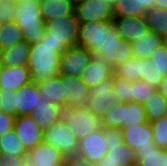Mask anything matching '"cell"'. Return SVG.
<instances>
[{"label": "cell", "mask_w": 167, "mask_h": 166, "mask_svg": "<svg viewBox=\"0 0 167 166\" xmlns=\"http://www.w3.org/2000/svg\"><path fill=\"white\" fill-rule=\"evenodd\" d=\"M42 95L38 84L34 81L23 85L14 93V106L17 116L31 115L39 104V96Z\"/></svg>", "instance_id": "ac0fdd59"}, {"label": "cell", "mask_w": 167, "mask_h": 166, "mask_svg": "<svg viewBox=\"0 0 167 166\" xmlns=\"http://www.w3.org/2000/svg\"><path fill=\"white\" fill-rule=\"evenodd\" d=\"M1 159H13V157H26L27 150L22 145L14 129L0 137Z\"/></svg>", "instance_id": "d4e9b609"}, {"label": "cell", "mask_w": 167, "mask_h": 166, "mask_svg": "<svg viewBox=\"0 0 167 166\" xmlns=\"http://www.w3.org/2000/svg\"><path fill=\"white\" fill-rule=\"evenodd\" d=\"M64 160L61 151L45 141L30 149L26 155L28 166H61Z\"/></svg>", "instance_id": "5bb4252c"}, {"label": "cell", "mask_w": 167, "mask_h": 166, "mask_svg": "<svg viewBox=\"0 0 167 166\" xmlns=\"http://www.w3.org/2000/svg\"><path fill=\"white\" fill-rule=\"evenodd\" d=\"M92 56L84 47L70 46L60 55L59 74L80 77Z\"/></svg>", "instance_id": "9c48e42d"}, {"label": "cell", "mask_w": 167, "mask_h": 166, "mask_svg": "<svg viewBox=\"0 0 167 166\" xmlns=\"http://www.w3.org/2000/svg\"><path fill=\"white\" fill-rule=\"evenodd\" d=\"M39 2L42 19L45 22L74 13L73 0H40Z\"/></svg>", "instance_id": "cb8c5ba5"}, {"label": "cell", "mask_w": 167, "mask_h": 166, "mask_svg": "<svg viewBox=\"0 0 167 166\" xmlns=\"http://www.w3.org/2000/svg\"><path fill=\"white\" fill-rule=\"evenodd\" d=\"M149 59L154 63L159 72L167 75V43L164 42L156 50L152 52Z\"/></svg>", "instance_id": "74e56055"}, {"label": "cell", "mask_w": 167, "mask_h": 166, "mask_svg": "<svg viewBox=\"0 0 167 166\" xmlns=\"http://www.w3.org/2000/svg\"><path fill=\"white\" fill-rule=\"evenodd\" d=\"M108 151L104 137V128L95 130L79 140L78 157L97 163Z\"/></svg>", "instance_id": "8fae6325"}, {"label": "cell", "mask_w": 167, "mask_h": 166, "mask_svg": "<svg viewBox=\"0 0 167 166\" xmlns=\"http://www.w3.org/2000/svg\"><path fill=\"white\" fill-rule=\"evenodd\" d=\"M143 107L150 123L167 116V100L158 90L143 104Z\"/></svg>", "instance_id": "f546056e"}, {"label": "cell", "mask_w": 167, "mask_h": 166, "mask_svg": "<svg viewBox=\"0 0 167 166\" xmlns=\"http://www.w3.org/2000/svg\"><path fill=\"white\" fill-rule=\"evenodd\" d=\"M114 17H145L146 8H141L140 0H117L113 7Z\"/></svg>", "instance_id": "d6a6232c"}, {"label": "cell", "mask_w": 167, "mask_h": 166, "mask_svg": "<svg viewBox=\"0 0 167 166\" xmlns=\"http://www.w3.org/2000/svg\"><path fill=\"white\" fill-rule=\"evenodd\" d=\"M113 76L129 81L140 79V59L130 58L125 63L114 68Z\"/></svg>", "instance_id": "836d02e7"}, {"label": "cell", "mask_w": 167, "mask_h": 166, "mask_svg": "<svg viewBox=\"0 0 167 166\" xmlns=\"http://www.w3.org/2000/svg\"><path fill=\"white\" fill-rule=\"evenodd\" d=\"M27 1H30V0H14L15 3H18V4H21L23 2H27ZM40 1V0H38Z\"/></svg>", "instance_id": "681fc988"}, {"label": "cell", "mask_w": 167, "mask_h": 166, "mask_svg": "<svg viewBox=\"0 0 167 166\" xmlns=\"http://www.w3.org/2000/svg\"><path fill=\"white\" fill-rule=\"evenodd\" d=\"M121 133L123 142L135 151L156 146L153 141V129L150 122L122 127Z\"/></svg>", "instance_id": "9a60e30c"}, {"label": "cell", "mask_w": 167, "mask_h": 166, "mask_svg": "<svg viewBox=\"0 0 167 166\" xmlns=\"http://www.w3.org/2000/svg\"><path fill=\"white\" fill-rule=\"evenodd\" d=\"M113 23L119 36L128 43L143 38L150 31L145 17H114Z\"/></svg>", "instance_id": "2e32d148"}, {"label": "cell", "mask_w": 167, "mask_h": 166, "mask_svg": "<svg viewBox=\"0 0 167 166\" xmlns=\"http://www.w3.org/2000/svg\"><path fill=\"white\" fill-rule=\"evenodd\" d=\"M101 1H105L106 3H108L110 6L114 7L115 3L117 0H101Z\"/></svg>", "instance_id": "c3c4849f"}, {"label": "cell", "mask_w": 167, "mask_h": 166, "mask_svg": "<svg viewBox=\"0 0 167 166\" xmlns=\"http://www.w3.org/2000/svg\"><path fill=\"white\" fill-rule=\"evenodd\" d=\"M136 166H167V149L153 148L137 149Z\"/></svg>", "instance_id": "4316f807"}, {"label": "cell", "mask_w": 167, "mask_h": 166, "mask_svg": "<svg viewBox=\"0 0 167 166\" xmlns=\"http://www.w3.org/2000/svg\"><path fill=\"white\" fill-rule=\"evenodd\" d=\"M64 81L65 96L67 97V107L89 108L90 95L89 87L77 76H66L59 74Z\"/></svg>", "instance_id": "4fadbf2b"}, {"label": "cell", "mask_w": 167, "mask_h": 166, "mask_svg": "<svg viewBox=\"0 0 167 166\" xmlns=\"http://www.w3.org/2000/svg\"><path fill=\"white\" fill-rule=\"evenodd\" d=\"M113 75L89 89V111L101 118L104 113L116 103H121L120 97L113 90Z\"/></svg>", "instance_id": "ba28073f"}, {"label": "cell", "mask_w": 167, "mask_h": 166, "mask_svg": "<svg viewBox=\"0 0 167 166\" xmlns=\"http://www.w3.org/2000/svg\"><path fill=\"white\" fill-rule=\"evenodd\" d=\"M16 117L0 111V137L14 128Z\"/></svg>", "instance_id": "b9f144b4"}, {"label": "cell", "mask_w": 167, "mask_h": 166, "mask_svg": "<svg viewBox=\"0 0 167 166\" xmlns=\"http://www.w3.org/2000/svg\"><path fill=\"white\" fill-rule=\"evenodd\" d=\"M164 75L155 67L154 63L149 59H140V79L147 81L155 88H159Z\"/></svg>", "instance_id": "e575fe53"}, {"label": "cell", "mask_w": 167, "mask_h": 166, "mask_svg": "<svg viewBox=\"0 0 167 166\" xmlns=\"http://www.w3.org/2000/svg\"><path fill=\"white\" fill-rule=\"evenodd\" d=\"M30 53V44L21 41L12 47L0 51V61L3 67L26 65Z\"/></svg>", "instance_id": "603a6c76"}, {"label": "cell", "mask_w": 167, "mask_h": 166, "mask_svg": "<svg viewBox=\"0 0 167 166\" xmlns=\"http://www.w3.org/2000/svg\"><path fill=\"white\" fill-rule=\"evenodd\" d=\"M114 67L103 55L93 54L89 64L80 75L82 81L89 87L96 86L99 82L113 75Z\"/></svg>", "instance_id": "e0dca14e"}, {"label": "cell", "mask_w": 167, "mask_h": 166, "mask_svg": "<svg viewBox=\"0 0 167 166\" xmlns=\"http://www.w3.org/2000/svg\"><path fill=\"white\" fill-rule=\"evenodd\" d=\"M153 141L162 149H167V116L151 122Z\"/></svg>", "instance_id": "8d00e7d4"}, {"label": "cell", "mask_w": 167, "mask_h": 166, "mask_svg": "<svg viewBox=\"0 0 167 166\" xmlns=\"http://www.w3.org/2000/svg\"><path fill=\"white\" fill-rule=\"evenodd\" d=\"M38 86L49 102L63 109L67 107L64 81L61 80L60 75L50 77L46 81L38 83Z\"/></svg>", "instance_id": "7402d4cb"}, {"label": "cell", "mask_w": 167, "mask_h": 166, "mask_svg": "<svg viewBox=\"0 0 167 166\" xmlns=\"http://www.w3.org/2000/svg\"><path fill=\"white\" fill-rule=\"evenodd\" d=\"M13 129L27 152L44 141V131L31 115L17 116Z\"/></svg>", "instance_id": "7c38bea8"}, {"label": "cell", "mask_w": 167, "mask_h": 166, "mask_svg": "<svg viewBox=\"0 0 167 166\" xmlns=\"http://www.w3.org/2000/svg\"><path fill=\"white\" fill-rule=\"evenodd\" d=\"M43 134L44 141L59 149L65 158L77 156L79 140L73 130L66 126L63 118L46 128Z\"/></svg>", "instance_id": "8992f818"}, {"label": "cell", "mask_w": 167, "mask_h": 166, "mask_svg": "<svg viewBox=\"0 0 167 166\" xmlns=\"http://www.w3.org/2000/svg\"><path fill=\"white\" fill-rule=\"evenodd\" d=\"M157 8L167 10V0H155V6Z\"/></svg>", "instance_id": "7dc6e473"}, {"label": "cell", "mask_w": 167, "mask_h": 166, "mask_svg": "<svg viewBox=\"0 0 167 166\" xmlns=\"http://www.w3.org/2000/svg\"><path fill=\"white\" fill-rule=\"evenodd\" d=\"M32 81L27 65L2 67L0 72V89L16 91Z\"/></svg>", "instance_id": "ffe728a7"}, {"label": "cell", "mask_w": 167, "mask_h": 166, "mask_svg": "<svg viewBox=\"0 0 167 166\" xmlns=\"http://www.w3.org/2000/svg\"><path fill=\"white\" fill-rule=\"evenodd\" d=\"M141 8H146L148 11L155 6V0H140Z\"/></svg>", "instance_id": "bcb514c9"}, {"label": "cell", "mask_w": 167, "mask_h": 166, "mask_svg": "<svg viewBox=\"0 0 167 166\" xmlns=\"http://www.w3.org/2000/svg\"><path fill=\"white\" fill-rule=\"evenodd\" d=\"M15 18V2H0V21L7 23L14 21Z\"/></svg>", "instance_id": "60d3db41"}, {"label": "cell", "mask_w": 167, "mask_h": 166, "mask_svg": "<svg viewBox=\"0 0 167 166\" xmlns=\"http://www.w3.org/2000/svg\"><path fill=\"white\" fill-rule=\"evenodd\" d=\"M14 21L22 31L24 41L30 45L38 43L45 35L46 24L42 19L38 0H30L21 4L15 3Z\"/></svg>", "instance_id": "7a4b0ae2"}, {"label": "cell", "mask_w": 167, "mask_h": 166, "mask_svg": "<svg viewBox=\"0 0 167 166\" xmlns=\"http://www.w3.org/2000/svg\"><path fill=\"white\" fill-rule=\"evenodd\" d=\"M167 100V75L164 76L162 82L159 85V88L157 89Z\"/></svg>", "instance_id": "f6af8a7d"}, {"label": "cell", "mask_w": 167, "mask_h": 166, "mask_svg": "<svg viewBox=\"0 0 167 166\" xmlns=\"http://www.w3.org/2000/svg\"><path fill=\"white\" fill-rule=\"evenodd\" d=\"M63 51L56 47L45 35L38 43L30 45L27 67L31 79L37 84L59 75L60 55Z\"/></svg>", "instance_id": "6da1fadb"}, {"label": "cell", "mask_w": 167, "mask_h": 166, "mask_svg": "<svg viewBox=\"0 0 167 166\" xmlns=\"http://www.w3.org/2000/svg\"><path fill=\"white\" fill-rule=\"evenodd\" d=\"M65 166H95L94 163H91L88 160L82 159L78 156L67 157L64 160Z\"/></svg>", "instance_id": "7bdbcfd3"}, {"label": "cell", "mask_w": 167, "mask_h": 166, "mask_svg": "<svg viewBox=\"0 0 167 166\" xmlns=\"http://www.w3.org/2000/svg\"><path fill=\"white\" fill-rule=\"evenodd\" d=\"M122 121V127H130L148 122L143 105L134 102H122Z\"/></svg>", "instance_id": "f1b7e54d"}, {"label": "cell", "mask_w": 167, "mask_h": 166, "mask_svg": "<svg viewBox=\"0 0 167 166\" xmlns=\"http://www.w3.org/2000/svg\"><path fill=\"white\" fill-rule=\"evenodd\" d=\"M24 41L23 33L15 21L2 23L0 29V51Z\"/></svg>", "instance_id": "4dcf8cb0"}, {"label": "cell", "mask_w": 167, "mask_h": 166, "mask_svg": "<svg viewBox=\"0 0 167 166\" xmlns=\"http://www.w3.org/2000/svg\"><path fill=\"white\" fill-rule=\"evenodd\" d=\"M104 137L108 151L106 156L95 163V166L136 165V151L123 142L121 130L104 128Z\"/></svg>", "instance_id": "277c9868"}, {"label": "cell", "mask_w": 167, "mask_h": 166, "mask_svg": "<svg viewBox=\"0 0 167 166\" xmlns=\"http://www.w3.org/2000/svg\"><path fill=\"white\" fill-rule=\"evenodd\" d=\"M113 85H114L113 90L120 97L121 102L128 103L129 102V87L131 85V81L113 77Z\"/></svg>", "instance_id": "ab89813d"}, {"label": "cell", "mask_w": 167, "mask_h": 166, "mask_svg": "<svg viewBox=\"0 0 167 166\" xmlns=\"http://www.w3.org/2000/svg\"><path fill=\"white\" fill-rule=\"evenodd\" d=\"M15 91L0 89V111L6 112L16 117V108L14 106Z\"/></svg>", "instance_id": "f35d334b"}, {"label": "cell", "mask_w": 167, "mask_h": 166, "mask_svg": "<svg viewBox=\"0 0 167 166\" xmlns=\"http://www.w3.org/2000/svg\"><path fill=\"white\" fill-rule=\"evenodd\" d=\"M102 128L122 129V102L116 103L101 117Z\"/></svg>", "instance_id": "d590c367"}, {"label": "cell", "mask_w": 167, "mask_h": 166, "mask_svg": "<svg viewBox=\"0 0 167 166\" xmlns=\"http://www.w3.org/2000/svg\"><path fill=\"white\" fill-rule=\"evenodd\" d=\"M102 21L80 23L78 44L92 54L101 48Z\"/></svg>", "instance_id": "44dd1931"}, {"label": "cell", "mask_w": 167, "mask_h": 166, "mask_svg": "<svg viewBox=\"0 0 167 166\" xmlns=\"http://www.w3.org/2000/svg\"><path fill=\"white\" fill-rule=\"evenodd\" d=\"M0 166H28L26 157H13V159H1Z\"/></svg>", "instance_id": "ee69618b"}, {"label": "cell", "mask_w": 167, "mask_h": 166, "mask_svg": "<svg viewBox=\"0 0 167 166\" xmlns=\"http://www.w3.org/2000/svg\"><path fill=\"white\" fill-rule=\"evenodd\" d=\"M164 42L165 40L158 34L149 31L143 38L131 43L133 56L138 59L149 58L152 52Z\"/></svg>", "instance_id": "484cf974"}, {"label": "cell", "mask_w": 167, "mask_h": 166, "mask_svg": "<svg viewBox=\"0 0 167 166\" xmlns=\"http://www.w3.org/2000/svg\"><path fill=\"white\" fill-rule=\"evenodd\" d=\"M63 108L49 102L42 94L39 96V104L34 108L31 116L35 119L38 127L43 131L62 118Z\"/></svg>", "instance_id": "d6986e66"}, {"label": "cell", "mask_w": 167, "mask_h": 166, "mask_svg": "<svg viewBox=\"0 0 167 166\" xmlns=\"http://www.w3.org/2000/svg\"><path fill=\"white\" fill-rule=\"evenodd\" d=\"M84 0H73L74 4Z\"/></svg>", "instance_id": "816d5d0a"}, {"label": "cell", "mask_w": 167, "mask_h": 166, "mask_svg": "<svg viewBox=\"0 0 167 166\" xmlns=\"http://www.w3.org/2000/svg\"><path fill=\"white\" fill-rule=\"evenodd\" d=\"M62 118L78 140L102 128L101 118L96 117L89 109L66 107L63 109Z\"/></svg>", "instance_id": "52a82bcc"}, {"label": "cell", "mask_w": 167, "mask_h": 166, "mask_svg": "<svg viewBox=\"0 0 167 166\" xmlns=\"http://www.w3.org/2000/svg\"><path fill=\"white\" fill-rule=\"evenodd\" d=\"M145 19L149 30L167 40V10L153 7L146 12Z\"/></svg>", "instance_id": "83f0119b"}, {"label": "cell", "mask_w": 167, "mask_h": 166, "mask_svg": "<svg viewBox=\"0 0 167 166\" xmlns=\"http://www.w3.org/2000/svg\"><path fill=\"white\" fill-rule=\"evenodd\" d=\"M11 2V1H14V0H0V2Z\"/></svg>", "instance_id": "f907efd6"}, {"label": "cell", "mask_w": 167, "mask_h": 166, "mask_svg": "<svg viewBox=\"0 0 167 166\" xmlns=\"http://www.w3.org/2000/svg\"><path fill=\"white\" fill-rule=\"evenodd\" d=\"M93 54L103 55L114 68L134 57L131 43L119 36L113 21H102L101 48Z\"/></svg>", "instance_id": "3957f363"}, {"label": "cell", "mask_w": 167, "mask_h": 166, "mask_svg": "<svg viewBox=\"0 0 167 166\" xmlns=\"http://www.w3.org/2000/svg\"><path fill=\"white\" fill-rule=\"evenodd\" d=\"M74 14L80 23L113 21V7L101 0H84L74 4Z\"/></svg>", "instance_id": "30bf717a"}, {"label": "cell", "mask_w": 167, "mask_h": 166, "mask_svg": "<svg viewBox=\"0 0 167 166\" xmlns=\"http://www.w3.org/2000/svg\"><path fill=\"white\" fill-rule=\"evenodd\" d=\"M45 24V36L63 52L70 46L78 44L80 22L74 13L69 16L56 17Z\"/></svg>", "instance_id": "5b68a950"}, {"label": "cell", "mask_w": 167, "mask_h": 166, "mask_svg": "<svg viewBox=\"0 0 167 166\" xmlns=\"http://www.w3.org/2000/svg\"><path fill=\"white\" fill-rule=\"evenodd\" d=\"M157 91V88L150 85L147 81H131L129 87V102L145 104L147 100Z\"/></svg>", "instance_id": "1f68e13d"}, {"label": "cell", "mask_w": 167, "mask_h": 166, "mask_svg": "<svg viewBox=\"0 0 167 166\" xmlns=\"http://www.w3.org/2000/svg\"><path fill=\"white\" fill-rule=\"evenodd\" d=\"M2 67H3V66H2V63H1V61H0V72H1V70H2Z\"/></svg>", "instance_id": "f5cc1de1"}]
</instances>
